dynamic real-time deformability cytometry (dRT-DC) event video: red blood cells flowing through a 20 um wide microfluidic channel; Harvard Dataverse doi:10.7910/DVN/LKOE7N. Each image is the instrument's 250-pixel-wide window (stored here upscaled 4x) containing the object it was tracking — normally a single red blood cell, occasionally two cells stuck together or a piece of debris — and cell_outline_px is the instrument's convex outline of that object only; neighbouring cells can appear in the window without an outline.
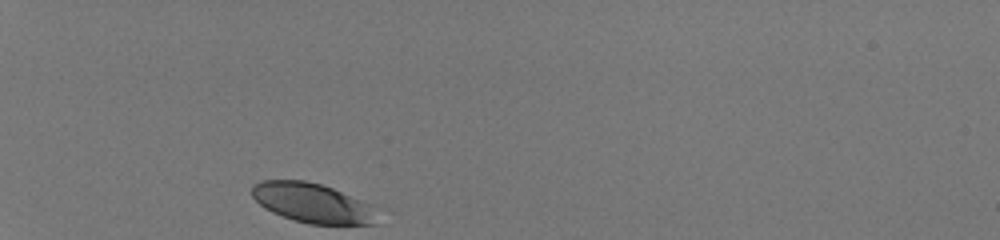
{"species": "human", "species_latin": "Homo sapiens", "temperature_condition": "room temperature", "stored_images_in_passage": 30, "camera_frame_rate_fps": 3000, "um_per_image_px": 0.085, "donor": {"sex": "male"}, "frame": {"image": 1, "passage_image": 1, "time_ms": 0.0, "image_size_px": [1000, 240], "cell_outline_px": [[376, 224], [308, 224], [292, 220], [272, 212], [264, 208], [252, 196], [252, 184], [260, 180], [304, 180], [320, 184], [332, 188], [372, 204]], "centroid_in_image_um": [26.51, 17.24], "position_along_channel_um": 58.5, "area_um2": 28.84}}
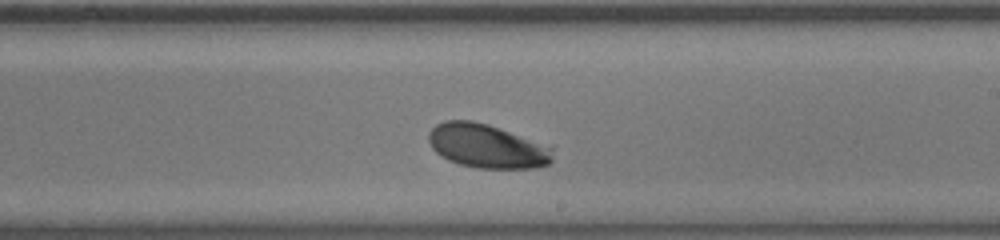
{"frame": {"image": 2, "passage_image": 18, "time_ms": 5.667, "image_size_px": [1000, 240], "cell_outline_px": [[556, 144], [552, 160], [548, 164], [536, 168], [476, 168], [460, 164], [448, 160], [440, 156], [432, 148], [428, 140], [428, 132], [436, 124], [444, 120], [472, 120], [488, 124]], "centroid_in_image_um": [41.5, 12.4], "position_along_channel_um": 247.5, "area_um2": 32.95}}
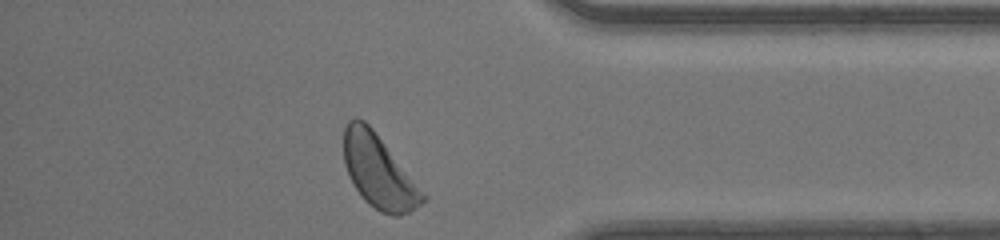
{"frame": {"image": 3, "passage_image": 30, "time_ms": 9.667, "image_size_px": [1000, 240], "cell_outline_px": [[428, 196], [420, 204], [408, 212], [396, 216], [392, 216], [380, 212], [368, 204], [364, 200], [348, 176], [344, 164], [344, 124], [348, 120], [356, 116], [364, 120], [372, 128]], "centroid_in_image_um": [32.17, 14.56], "position_along_channel_um": 403.0, "area_um2": 33.58}, "authors_computed_cell_mechanics": {"area_um2": 31.0964, "velocity_mm_per_s": 4.0971, "shape_relaxation_time_tau1_ms": 2.7437, "shape_relaxation_time_tau2_ms": null, "deformation_change_tau1": 0.1365, "deformation_change_tau2": null}}